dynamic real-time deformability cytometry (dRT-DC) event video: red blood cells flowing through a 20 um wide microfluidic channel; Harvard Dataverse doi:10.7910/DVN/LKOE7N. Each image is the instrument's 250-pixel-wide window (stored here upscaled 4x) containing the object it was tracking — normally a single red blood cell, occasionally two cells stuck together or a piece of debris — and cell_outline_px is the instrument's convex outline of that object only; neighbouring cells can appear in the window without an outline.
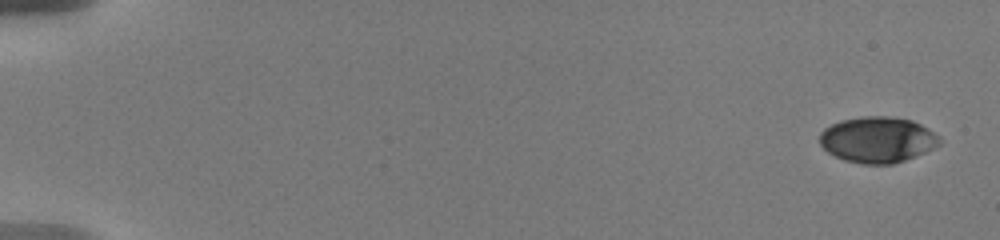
{"species": "human", "species_latin": "Homo sapiens", "temperature_condition": "warm", "stored_images_in_passage": 16, "camera_frame_rate_fps": 3000, "um_per_image_px": 0.085, "donor": {"sex": "male"}, "frame": {"image": 1, "passage_image": 1, "time_ms": 0.0, "image_size_px": [1000, 240], "cell_outline_px": [[940, 144], [924, 152], [904, 160], [892, 164], [864, 164], [844, 160], [828, 152], [820, 144], [820, 132], [824, 128], [840, 120], [860, 116], [888, 116], [912, 120], [928, 128], [940, 140]], "centroid_in_image_um": [74.55, 11.86], "position_along_channel_um": 10.4, "area_um2": 31.85}}
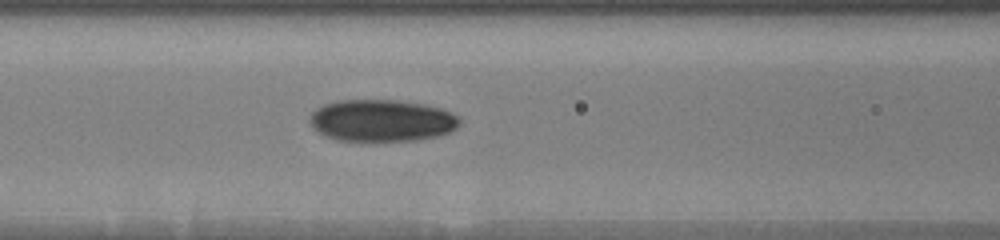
{"frame": {"image": 2, "passage_image": 14, "time_ms": 8.0, "image_size_px": [1000, 240], "cell_outline_px": [[460, 124], [452, 132], [436, 136], [416, 140], [336, 140], [324, 136], [312, 128], [308, 120], [312, 112], [316, 108], [324, 104], [336, 100], [400, 100], [424, 104], [440, 108], [452, 112], [460, 120]], "centroid_in_image_um": [32.42, 10.23], "position_along_channel_um": 134.2, "area_um2": 36.82}}
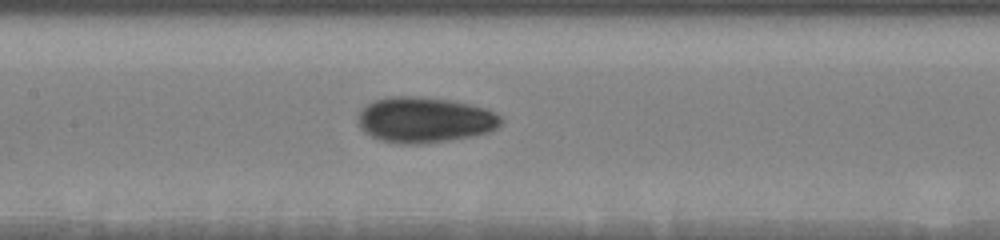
{"frame": {"image": 3, "passage_image": 16, "time_ms": 9.0, "image_size_px": [1000, 240], "cell_outline_px": [[504, 120], [496, 128], [488, 132], [472, 136], [448, 140], [420, 144], [396, 144], [380, 140], [364, 132], [360, 128], [356, 120], [360, 112], [372, 100], [388, 96], [416, 96], [452, 100], [472, 104], [488, 108], [504, 116]], "centroid_in_image_um": [36.12, 10.18], "position_along_channel_um": 171.3, "area_um2": 38.55}}